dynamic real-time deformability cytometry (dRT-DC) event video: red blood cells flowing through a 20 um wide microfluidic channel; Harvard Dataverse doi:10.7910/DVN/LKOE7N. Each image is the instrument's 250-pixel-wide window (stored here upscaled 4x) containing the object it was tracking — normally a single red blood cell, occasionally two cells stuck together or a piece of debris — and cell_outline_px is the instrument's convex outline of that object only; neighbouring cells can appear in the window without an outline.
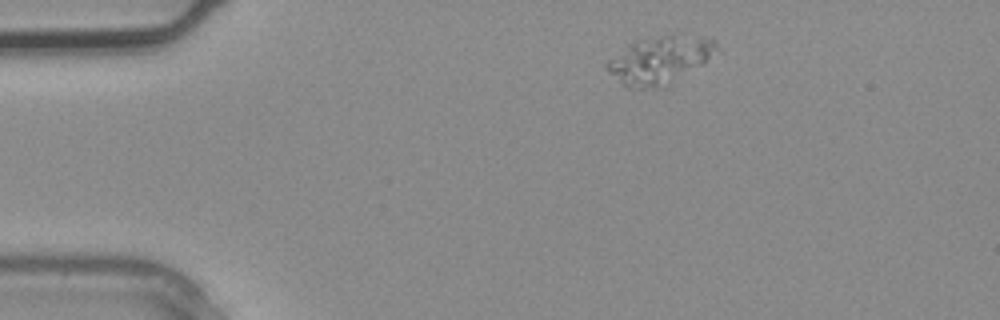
{"species": "common noctule bat (a hibernating species)", "species_latin": "Nyctalus noctula", "temperature_condition": "warm", "stored_images_in_passage": 2, "camera_frame_rate_fps": 3000, "um_per_image_px": 0.085, "animal": {"sex": "male", "body_mass_g": 20.4}, "frame": {"image": 1, "passage_image": 1, "time_ms": 0.0, "image_size_px": [1000, 320], "cell_outline_px": [[720, 52], [656, 84], [640, 88], [628, 88], [608, 72], [604, 64], [608, 60], [628, 44], [636, 40], [660, 36], [700, 36], [716, 40]], "centroid_in_image_um": [55.99, 5.0], "position_along_channel_um": 29.0, "area_um2": 28.09}}